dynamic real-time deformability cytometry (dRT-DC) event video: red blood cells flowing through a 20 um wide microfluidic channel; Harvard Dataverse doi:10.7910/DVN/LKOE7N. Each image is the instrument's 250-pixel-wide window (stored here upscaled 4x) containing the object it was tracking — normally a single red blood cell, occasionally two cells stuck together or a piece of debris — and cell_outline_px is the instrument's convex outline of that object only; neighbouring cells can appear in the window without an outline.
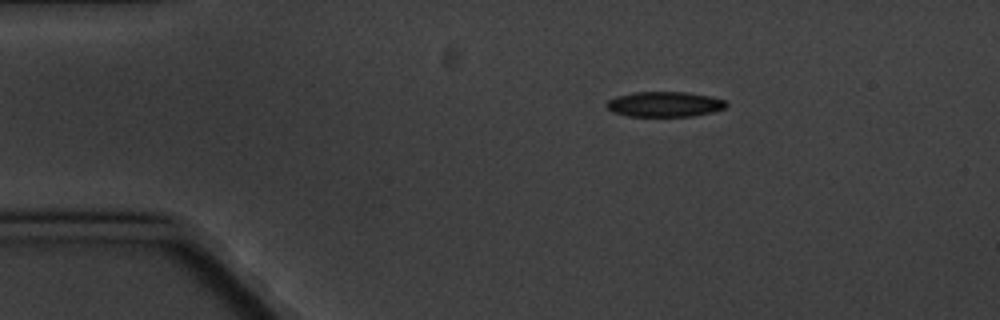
{"species": "common noctule bat (a hibernating species)", "species_latin": "Nyctalus noctula", "temperature_condition": "cold", "stored_images_in_passage": 5, "camera_frame_rate_fps": 3000, "um_per_image_px": 0.085, "animal": {"sex": "male", "body_mass_g": 20.1, "forearm_length_mm": 53.5}, "frame": {"image": 1, "passage_image": 5, "time_ms": 5.667, "image_size_px": [1000, 320], "cell_outline_px": [[728, 104], [724, 108], [712, 112], [692, 116], [628, 116], [612, 112], [608, 108], [608, 100], [616, 96], [636, 92], [688, 92], [708, 96], [724, 100]], "centroid_in_image_um": [56.49, 8.86], "position_along_channel_um": 28.5, "area_um2": 17.4}}